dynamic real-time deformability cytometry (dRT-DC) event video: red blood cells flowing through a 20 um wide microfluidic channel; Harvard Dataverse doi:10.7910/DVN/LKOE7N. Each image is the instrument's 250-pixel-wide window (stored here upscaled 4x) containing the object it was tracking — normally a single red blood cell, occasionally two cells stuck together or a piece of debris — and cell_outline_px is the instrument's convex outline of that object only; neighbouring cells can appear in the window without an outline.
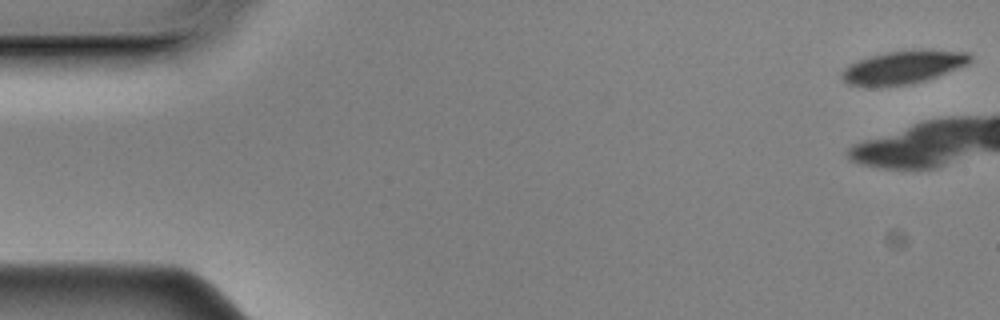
{"species": "Egyptian fruit bat (a non-hibernating species)", "species_latin": "Rousettus aegyptiacus", "temperature_condition": "cold", "stored_images_in_passage": 10, "camera_frame_rate_fps": 3000, "um_per_image_px": 0.085, "animal": {"sex": "male"}, "frame": {"image": 1, "passage_image": 1, "time_ms": 0.0, "image_size_px": [1000, 320], "cell_outline_px": [[972, 60], [968, 64], [936, 76], [924, 80], [908, 84], [848, 84], [840, 76], [840, 72], [848, 64], [872, 56], [888, 52], [920, 48], [932, 48], [968, 52], [972, 56]], "centroid_in_image_um": [76.86, 5.64], "position_along_channel_um": 8.1, "area_um2": 24.39}}